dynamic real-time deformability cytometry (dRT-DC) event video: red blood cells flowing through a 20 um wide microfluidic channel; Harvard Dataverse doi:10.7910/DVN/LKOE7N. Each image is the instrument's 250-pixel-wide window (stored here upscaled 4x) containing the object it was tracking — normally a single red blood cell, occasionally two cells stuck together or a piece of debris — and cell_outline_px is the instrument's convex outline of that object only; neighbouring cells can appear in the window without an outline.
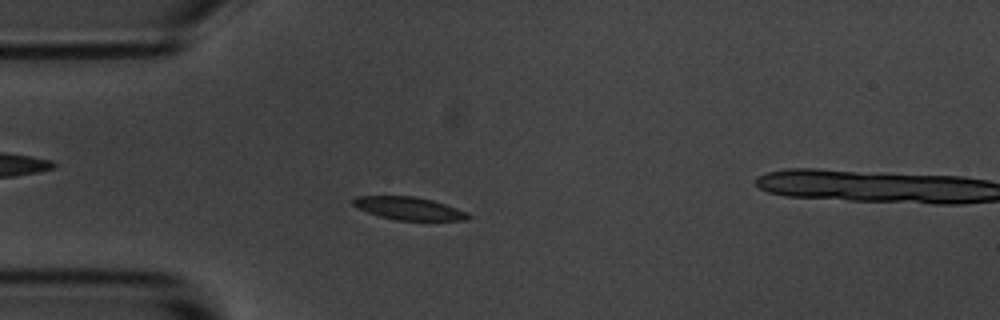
{"species": "common noctule bat (a hibernating species)", "species_latin": "Nyctalus noctula", "temperature_condition": "room temperature", "stored_images_in_passage": 47, "camera_frame_rate_fps": 3000, "um_per_image_px": 0.085, "animal": {"sex": "male", "body_mass_g": 20.1, "forearm_length_mm": 53.5}, "frame": {"image": 1, "passage_image": 6, "time_ms": 1.667, "image_size_px": [1000, 320], "cell_outline_px": [[472, 216], [468, 220], [396, 220], [380, 216], [368, 212], [352, 204], [352, 200], [356, 196], [416, 196], [432, 200], [468, 212]], "centroid_in_image_um": [34.78, 17.71], "position_along_channel_um": 50.2, "area_um2": 15.2}}
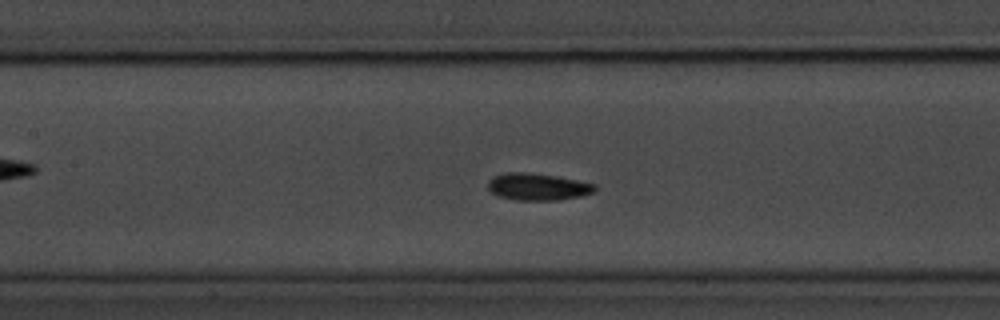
{"frame": {"image": 2, "passage_image": 16, "time_ms": 5.0, "image_size_px": [1000, 320], "cell_outline_px": [[596, 188], [592, 192], [580, 196], [560, 200], [516, 200], [496, 196], [488, 188], [488, 180], [492, 176], [508, 172], [524, 172], [556, 176], [596, 184]], "centroid_in_image_um": [45.66, 15.88], "position_along_channel_um": 161.7, "area_um2": 16.82}}
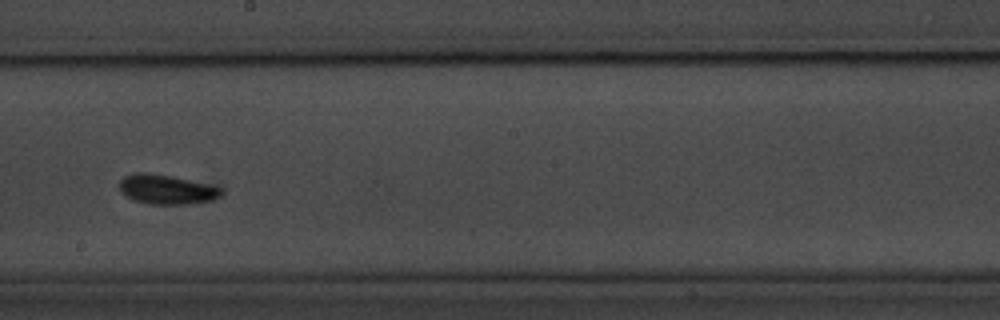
{"frame": {"image": 3, "passage_image": 22, "time_ms": 7.0, "image_size_px": [1000, 320], "cell_outline_px": [[224, 192], [220, 196], [212, 200], [192, 204], [148, 204], [132, 200], [124, 196], [120, 192], [120, 180], [124, 176], [136, 172], [144, 172], [172, 176], [224, 188]], "centroid_in_image_um": [14.15, 16.11], "position_along_channel_um": 234.1, "area_um2": 17.74}, "authors_computed_cell_mechanics": {"area_um2": 16.1262, "velocity_mm_per_s": 3.6239, "shape_relaxation_time_tau1_ms": null, "shape_relaxation_time_tau2_ms": 1.9643, "deformation_change_tau1": null, "deformation_change_tau2": 0.0587}}